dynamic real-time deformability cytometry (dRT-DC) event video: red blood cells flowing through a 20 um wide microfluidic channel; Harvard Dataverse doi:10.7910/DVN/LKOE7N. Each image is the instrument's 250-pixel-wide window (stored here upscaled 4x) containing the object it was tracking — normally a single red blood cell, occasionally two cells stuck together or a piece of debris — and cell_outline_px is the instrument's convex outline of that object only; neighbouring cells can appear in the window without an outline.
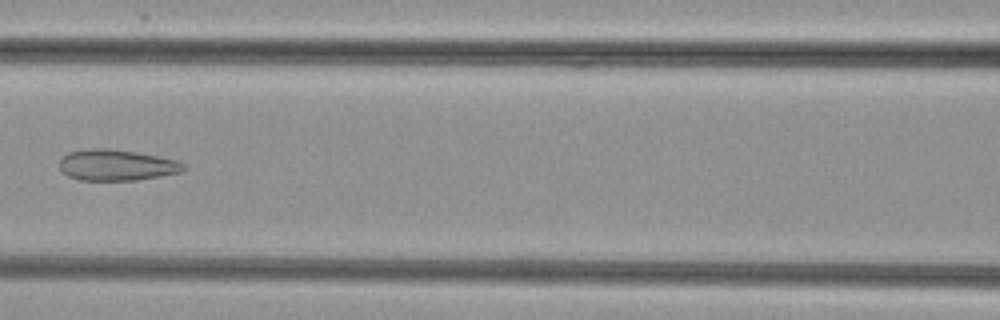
{"species": "common noctule bat (a hibernating species)", "species_latin": "Nyctalus noctula", "temperature_condition": "cold", "stored_images_in_passage": 6, "camera_frame_rate_fps": 3000, "um_per_image_px": 0.085, "animal": {"sex": "female", "body_mass_g": 29.2, "forearm_length_mm": 56.3}, "frame": {"image": 1, "passage_image": 5, "time_ms": 5.0, "image_size_px": [1000, 320], "cell_outline_px": [[184, 168], [180, 172], [160, 176], [136, 180], [80, 180], [68, 176], [60, 168], [60, 160], [68, 152], [88, 148], [112, 148], [160, 156], [176, 160], [184, 164]], "centroid_in_image_um": [9.9, 14.02], "position_along_channel_um": 156.7, "area_um2": 22.43}}
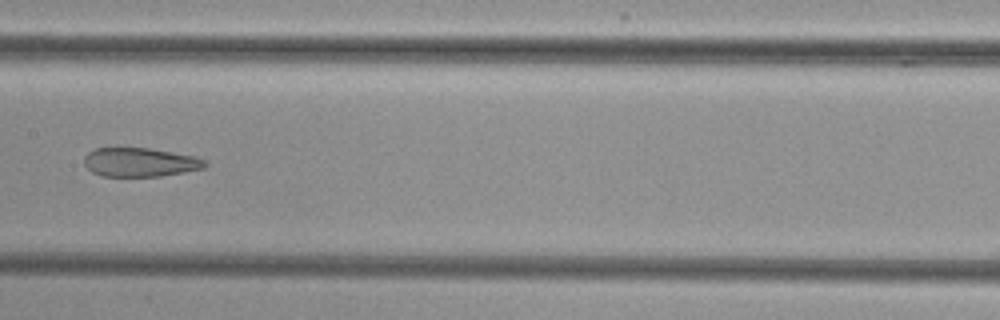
{"frame": {"image": 2, "passage_image": 6, "time_ms": 6.0, "image_size_px": [1000, 320], "cell_outline_px": [[208, 164], [204, 168], [184, 172], [160, 176], [100, 176], [92, 172], [84, 164], [84, 156], [88, 152], [96, 148], [148, 148], [196, 156], [204, 160]], "centroid_in_image_um": [11.89, 13.79], "position_along_channel_um": 195.5, "area_um2": 20.35}}